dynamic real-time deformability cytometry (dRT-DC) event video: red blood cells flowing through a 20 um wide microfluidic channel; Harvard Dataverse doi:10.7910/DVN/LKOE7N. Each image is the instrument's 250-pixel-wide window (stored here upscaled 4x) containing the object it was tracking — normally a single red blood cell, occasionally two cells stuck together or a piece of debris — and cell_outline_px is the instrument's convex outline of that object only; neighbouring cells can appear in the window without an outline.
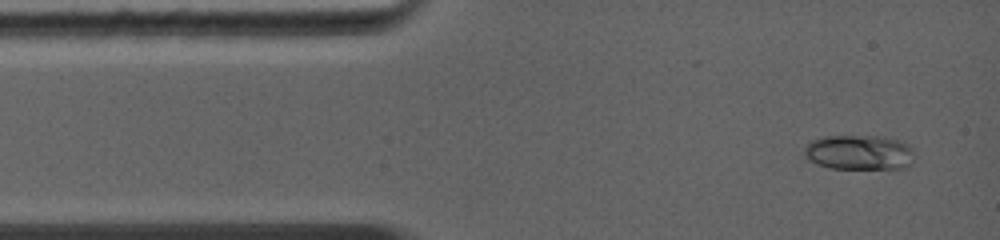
{"species": "common noctule bat (a hibernating species)", "species_latin": "Nyctalus noctula", "temperature_condition": "warm", "stored_images_in_passage": 19, "camera_frame_rate_fps": 5000, "um_per_image_px": 0.085, "animal": {"sex": "female", "body_mass_g": 19.0, "forearm_length_mm": 56.7}, "frame": {"image": 1, "passage_image": 1, "time_ms": 0.0, "image_size_px": [1000, 240], "cell_outline_px": [[912, 164], [904, 168], [828, 168], [816, 164], [808, 160], [804, 156], [804, 148], [812, 140], [820, 136], [880, 136], [900, 140], [908, 144], [912, 148]], "centroid_in_image_um": [73.0, 12.95], "position_along_channel_um": 12.0, "area_um2": 22.54}}
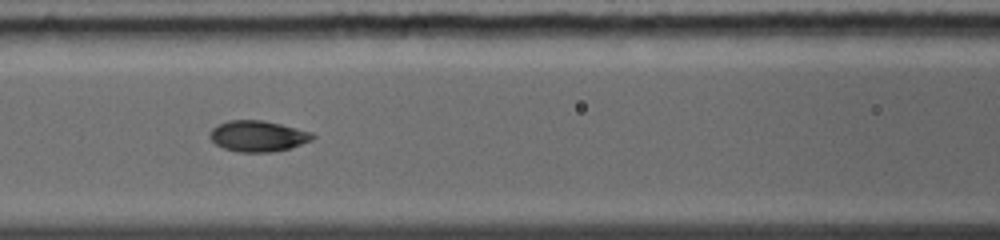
{"frame": {"image": 2, "passage_image": 12, "time_ms": 4.2, "image_size_px": [1000, 240], "cell_outline_px": [[316, 136], [312, 140], [292, 148], [272, 152], [236, 152], [224, 148], [216, 144], [208, 136], [212, 128], [216, 124], [228, 120], [260, 120], [280, 124], [312, 132]], "centroid_in_image_um": [21.91, 11.57], "position_along_channel_um": 144.7, "area_um2": 18.67}}
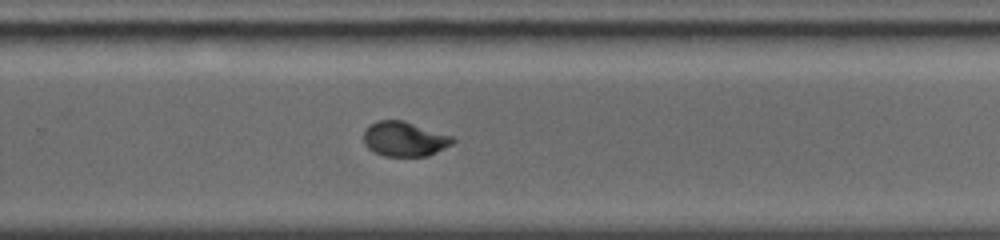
{"frame": {"image": 3, "passage_image": 19, "time_ms": 7.6, "image_size_px": [1000, 240], "cell_outline_px": [[456, 140], [452, 144], [428, 156], [384, 156], [372, 152], [364, 144], [364, 132], [372, 124], [380, 120], [400, 120], [452, 136]], "centroid_in_image_um": [34.37, 11.84], "position_along_channel_um": 295.4, "area_um2": 17.74}}